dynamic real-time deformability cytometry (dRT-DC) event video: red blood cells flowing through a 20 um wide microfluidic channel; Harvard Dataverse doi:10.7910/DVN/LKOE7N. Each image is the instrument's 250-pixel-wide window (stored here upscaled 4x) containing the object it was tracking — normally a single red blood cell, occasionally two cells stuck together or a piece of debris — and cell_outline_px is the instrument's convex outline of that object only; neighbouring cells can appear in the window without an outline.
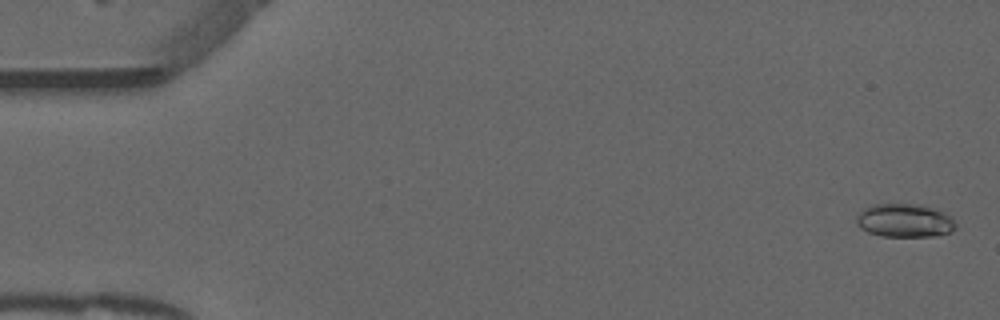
{"species": "common noctule bat (a hibernating species)", "species_latin": "Nyctalus noctula", "temperature_condition": "warm", "stored_images_in_passage": 50, "camera_frame_rate_fps": 3000, "um_per_image_px": 0.085, "animal": {"sex": "male", "forearm_length_mm": 52.5}, "frame": {"image": 1, "passage_image": 2, "time_ms": 0.333, "image_size_px": [1000, 320], "cell_outline_px": [[956, 228], [952, 232], [940, 236], [880, 236], [868, 232], [860, 228], [856, 224], [856, 216], [864, 208], [872, 204], [920, 204], [940, 208], [952, 216], [956, 224]], "centroid_in_image_um": [76.95, 18.73], "position_along_channel_um": 8.0, "area_um2": 19.94}}
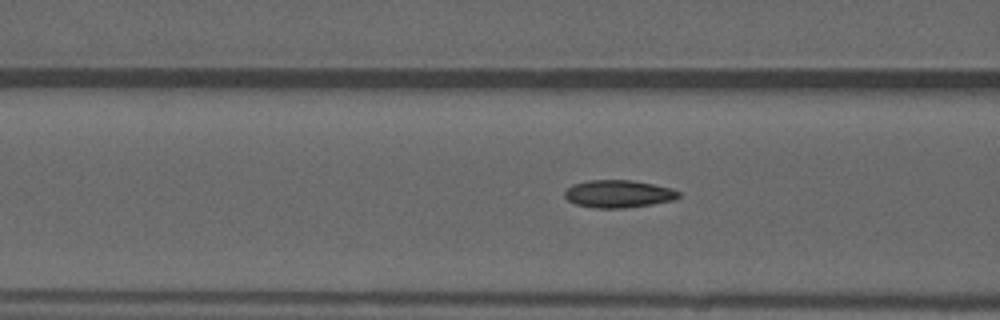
{"frame": {"image": 2, "passage_image": 21, "time_ms": 6.667, "image_size_px": [1000, 320], "cell_outline_px": [[680, 196], [676, 200], [652, 204], [624, 208], [596, 208], [576, 204], [568, 200], [564, 196], [564, 192], [572, 184], [588, 180], [632, 180], [672, 188], [680, 192]], "centroid_in_image_um": [52.58, 16.47], "position_along_channel_um": 114.0, "area_um2": 18.38}}
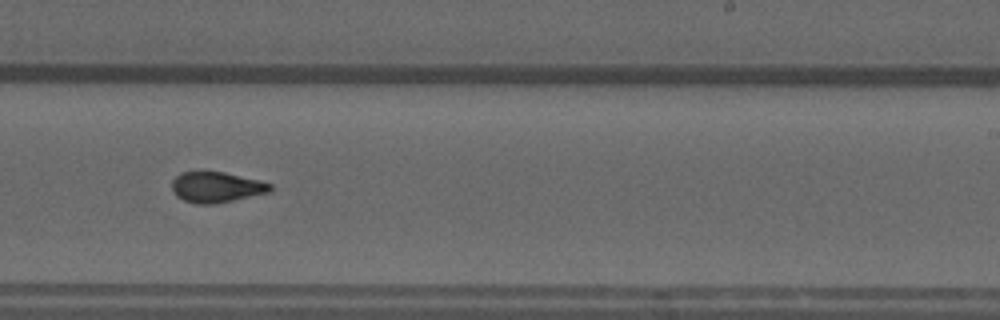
{"frame": {"image": 3, "passage_image": 33, "time_ms": 10.667, "image_size_px": [1000, 320], "cell_outline_px": [[272, 188], [268, 192], [216, 204], [196, 204], [184, 200], [176, 196], [172, 192], [172, 180], [180, 172], [224, 172], [260, 180], [272, 184]], "centroid_in_image_um": [18.36, 15.91], "position_along_channel_um": 270.6, "area_um2": 17.51}, "authors_computed_cell_mechanics": {"area_um2": 17.7446, "velocity_mm_per_s": 3.9209, "shape_relaxation_time_tau1_ms": 11.2614, "shape_relaxation_time_tau2_ms": 1.567, "deformation_change_tau1": 0.2817, "deformation_change_tau2": 0.0882}}